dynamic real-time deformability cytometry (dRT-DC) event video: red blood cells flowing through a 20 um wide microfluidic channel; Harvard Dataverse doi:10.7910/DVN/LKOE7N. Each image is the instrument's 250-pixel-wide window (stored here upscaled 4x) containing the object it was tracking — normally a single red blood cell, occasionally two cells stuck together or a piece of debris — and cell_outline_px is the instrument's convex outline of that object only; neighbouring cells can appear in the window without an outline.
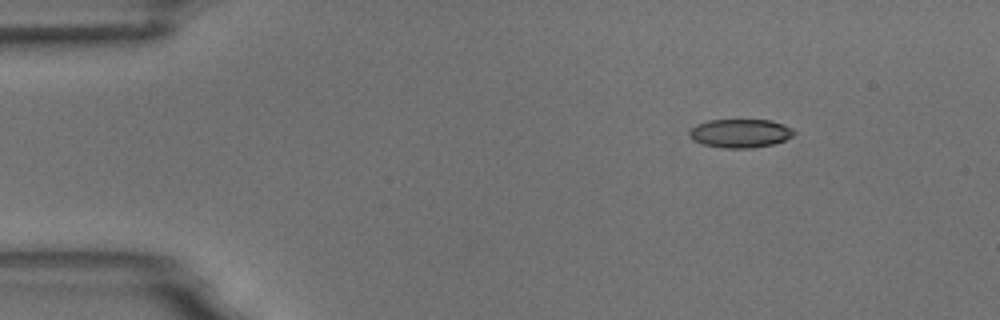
{"species": "common noctule bat (a hibernating species)", "species_latin": "Nyctalus noctula", "temperature_condition": "room temperature", "stored_images_in_passage": 5, "camera_frame_rate_fps": 3000, "um_per_image_px": 0.085, "animal": {"sex": "male", "body_mass_g": 18.8}, "frame": {"image": 1, "passage_image": 2, "time_ms": 1.333, "image_size_px": [1000, 320], "cell_outline_px": [[796, 132], [792, 136], [784, 140], [772, 144], [752, 148], [720, 148], [704, 144], [692, 140], [688, 136], [688, 132], [696, 124], [708, 120], [772, 120], [784, 124], [792, 128]], "centroid_in_image_um": [62.9, 11.33], "position_along_channel_um": 22.1, "area_um2": 17.57}}